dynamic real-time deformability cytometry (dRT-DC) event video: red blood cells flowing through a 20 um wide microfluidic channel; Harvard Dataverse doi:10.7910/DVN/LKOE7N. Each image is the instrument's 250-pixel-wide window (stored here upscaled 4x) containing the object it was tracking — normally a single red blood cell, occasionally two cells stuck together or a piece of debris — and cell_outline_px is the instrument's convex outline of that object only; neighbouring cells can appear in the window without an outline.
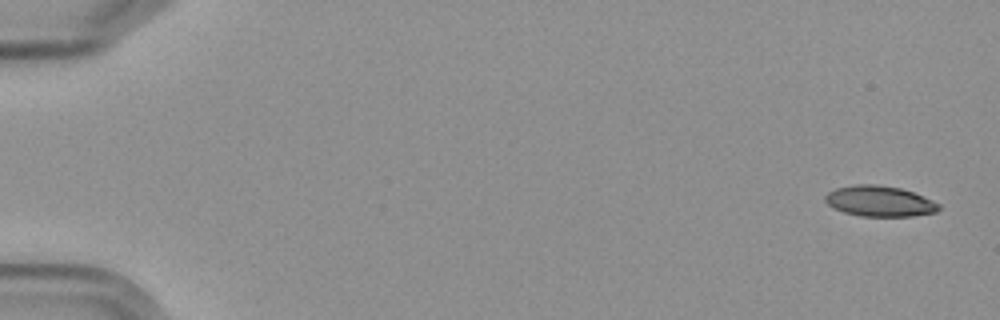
{"species": "Egyptian fruit bat (a non-hibernating species)", "species_latin": "Rousettus aegyptiacus", "temperature_condition": "cold", "stored_images_in_passage": 5, "camera_frame_rate_fps": 3000, "um_per_image_px": 0.085, "frame": {"image": 1, "passage_image": 1, "time_ms": 0.0, "image_size_px": [1000, 320], "cell_outline_px": [[940, 208], [936, 212], [912, 216], [860, 216], [844, 212], [832, 208], [824, 200], [824, 196], [828, 192], [836, 188], [856, 184], [876, 184], [900, 188], [912, 192], [932, 200], [940, 204]], "centroid_in_image_um": [74.74, 17.1], "position_along_channel_um": 10.3, "area_um2": 20.29}}
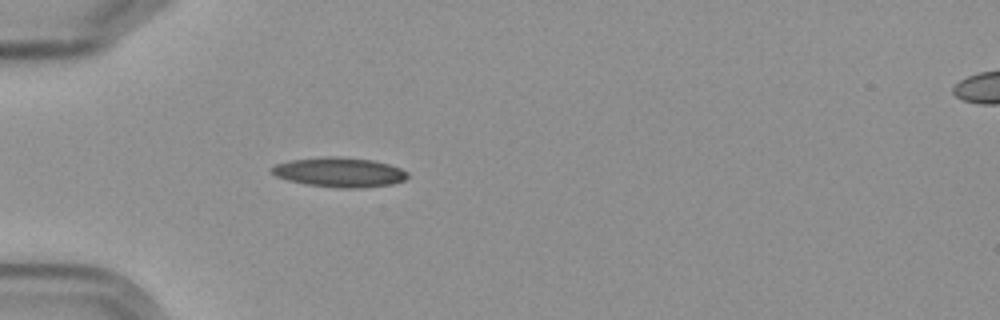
{"frame": {"image": 2, "passage_image": 5, "time_ms": 5.333, "image_size_px": [1000, 320], "cell_outline_px": [[408, 176], [404, 180], [392, 184], [360, 188], [340, 188], [308, 184], [288, 180], [276, 176], [268, 172], [268, 168], [276, 164], [292, 160], [324, 156], [340, 156], [372, 160], [388, 164], [400, 168], [408, 172]], "centroid_in_image_um": [28.82, 14.63], "position_along_channel_um": 56.2, "area_um2": 23.52}}